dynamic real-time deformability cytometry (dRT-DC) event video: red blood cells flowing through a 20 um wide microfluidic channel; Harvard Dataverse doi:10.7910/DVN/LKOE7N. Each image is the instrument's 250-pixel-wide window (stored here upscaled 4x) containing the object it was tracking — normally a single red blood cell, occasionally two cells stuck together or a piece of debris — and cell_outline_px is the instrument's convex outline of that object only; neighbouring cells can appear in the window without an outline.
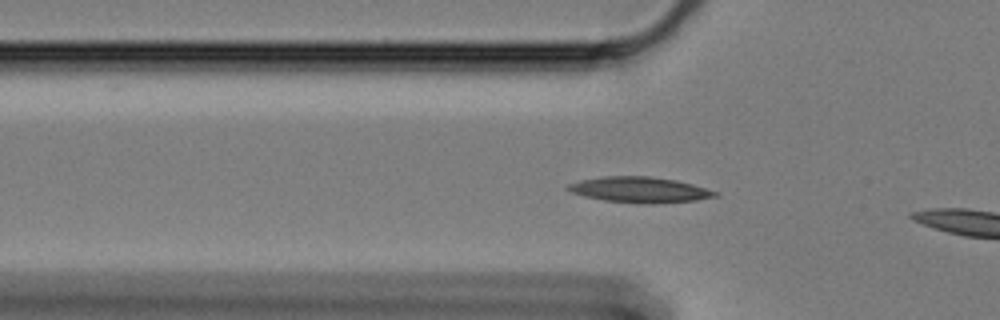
{"species": "Egyptian fruit bat (a non-hibernating species)", "species_latin": "Rousettus aegyptiacus", "temperature_condition": "cold", "stored_images_in_passage": 13, "camera_frame_rate_fps": 3000, "um_per_image_px": 0.085, "animal": {"sex": "female"}, "frame": {"image": 1, "passage_image": 6, "time_ms": 1.667, "image_size_px": [1000, 320], "cell_outline_px": [[716, 196], [696, 200], [652, 204], [636, 204], [604, 200], [584, 196], [572, 192], [564, 188], [568, 184], [580, 180], [604, 176], [648, 176], [676, 180], [692, 184], [716, 192]], "centroid_in_image_um": [54.31, 16.13], "position_along_channel_um": 71.5, "area_um2": 21.91}}
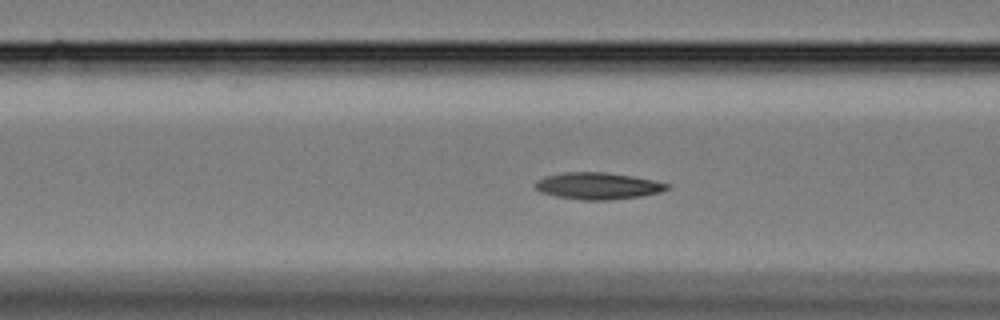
{"frame": {"image": 2, "passage_image": 10, "time_ms": 3.0, "image_size_px": [1000, 320], "cell_outline_px": [[672, 188], [660, 192], [640, 196], [612, 200], [584, 200], [556, 196], [540, 192], [536, 188], [536, 180], [544, 176], [564, 172], [604, 172], [632, 176], [656, 180], [672, 184]], "centroid_in_image_um": [50.87, 15.8], "position_along_channel_um": 115.7, "area_um2": 20.75}}